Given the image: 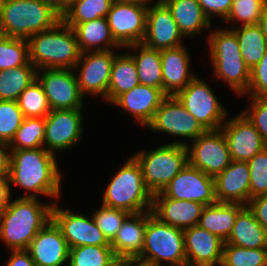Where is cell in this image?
Listing matches in <instances>:
<instances>
[{
	"label": "cell",
	"instance_id": "13",
	"mask_svg": "<svg viewBox=\"0 0 267 266\" xmlns=\"http://www.w3.org/2000/svg\"><path fill=\"white\" fill-rule=\"evenodd\" d=\"M149 3L113 2L106 16L115 41L124 49L142 43L146 33Z\"/></svg>",
	"mask_w": 267,
	"mask_h": 266
},
{
	"label": "cell",
	"instance_id": "43",
	"mask_svg": "<svg viewBox=\"0 0 267 266\" xmlns=\"http://www.w3.org/2000/svg\"><path fill=\"white\" fill-rule=\"evenodd\" d=\"M90 215H92L98 228L111 243L130 213L123 209L111 208L101 204V207Z\"/></svg>",
	"mask_w": 267,
	"mask_h": 266
},
{
	"label": "cell",
	"instance_id": "19",
	"mask_svg": "<svg viewBox=\"0 0 267 266\" xmlns=\"http://www.w3.org/2000/svg\"><path fill=\"white\" fill-rule=\"evenodd\" d=\"M183 38L170 9L162 0L148 6L146 33L142 41L145 46L157 50L176 48L184 45Z\"/></svg>",
	"mask_w": 267,
	"mask_h": 266
},
{
	"label": "cell",
	"instance_id": "52",
	"mask_svg": "<svg viewBox=\"0 0 267 266\" xmlns=\"http://www.w3.org/2000/svg\"><path fill=\"white\" fill-rule=\"evenodd\" d=\"M258 25L261 28V31H262V33H263V35L267 41V5L265 7L263 15L261 16L260 21L258 22Z\"/></svg>",
	"mask_w": 267,
	"mask_h": 266
},
{
	"label": "cell",
	"instance_id": "42",
	"mask_svg": "<svg viewBox=\"0 0 267 266\" xmlns=\"http://www.w3.org/2000/svg\"><path fill=\"white\" fill-rule=\"evenodd\" d=\"M24 118L17 101L0 100V142L10 144Z\"/></svg>",
	"mask_w": 267,
	"mask_h": 266
},
{
	"label": "cell",
	"instance_id": "55",
	"mask_svg": "<svg viewBox=\"0 0 267 266\" xmlns=\"http://www.w3.org/2000/svg\"><path fill=\"white\" fill-rule=\"evenodd\" d=\"M58 8L62 11L73 0H55Z\"/></svg>",
	"mask_w": 267,
	"mask_h": 266
},
{
	"label": "cell",
	"instance_id": "39",
	"mask_svg": "<svg viewBox=\"0 0 267 266\" xmlns=\"http://www.w3.org/2000/svg\"><path fill=\"white\" fill-rule=\"evenodd\" d=\"M26 118H45L51 111L41 84L36 79L16 100Z\"/></svg>",
	"mask_w": 267,
	"mask_h": 266
},
{
	"label": "cell",
	"instance_id": "5",
	"mask_svg": "<svg viewBox=\"0 0 267 266\" xmlns=\"http://www.w3.org/2000/svg\"><path fill=\"white\" fill-rule=\"evenodd\" d=\"M208 35L209 58L214 78L222 79L239 97L247 93L250 69L246 66L236 34L229 28H217Z\"/></svg>",
	"mask_w": 267,
	"mask_h": 266
},
{
	"label": "cell",
	"instance_id": "38",
	"mask_svg": "<svg viewBox=\"0 0 267 266\" xmlns=\"http://www.w3.org/2000/svg\"><path fill=\"white\" fill-rule=\"evenodd\" d=\"M29 62V45L26 39L0 34V70H11Z\"/></svg>",
	"mask_w": 267,
	"mask_h": 266
},
{
	"label": "cell",
	"instance_id": "37",
	"mask_svg": "<svg viewBox=\"0 0 267 266\" xmlns=\"http://www.w3.org/2000/svg\"><path fill=\"white\" fill-rule=\"evenodd\" d=\"M45 118H24L9 144L11 150L35 149L44 147Z\"/></svg>",
	"mask_w": 267,
	"mask_h": 266
},
{
	"label": "cell",
	"instance_id": "56",
	"mask_svg": "<svg viewBox=\"0 0 267 266\" xmlns=\"http://www.w3.org/2000/svg\"><path fill=\"white\" fill-rule=\"evenodd\" d=\"M4 2H5V0H0V11H1V8H2Z\"/></svg>",
	"mask_w": 267,
	"mask_h": 266
},
{
	"label": "cell",
	"instance_id": "32",
	"mask_svg": "<svg viewBox=\"0 0 267 266\" xmlns=\"http://www.w3.org/2000/svg\"><path fill=\"white\" fill-rule=\"evenodd\" d=\"M139 84L138 71L133 57L128 52L117 53L111 66L108 103H112L119 95Z\"/></svg>",
	"mask_w": 267,
	"mask_h": 266
},
{
	"label": "cell",
	"instance_id": "45",
	"mask_svg": "<svg viewBox=\"0 0 267 266\" xmlns=\"http://www.w3.org/2000/svg\"><path fill=\"white\" fill-rule=\"evenodd\" d=\"M249 98H251L250 107L244 108L241 112L254 125L267 144V98Z\"/></svg>",
	"mask_w": 267,
	"mask_h": 266
},
{
	"label": "cell",
	"instance_id": "29",
	"mask_svg": "<svg viewBox=\"0 0 267 266\" xmlns=\"http://www.w3.org/2000/svg\"><path fill=\"white\" fill-rule=\"evenodd\" d=\"M245 207L239 203L216 202L204 207L198 226L226 242L238 213Z\"/></svg>",
	"mask_w": 267,
	"mask_h": 266
},
{
	"label": "cell",
	"instance_id": "40",
	"mask_svg": "<svg viewBox=\"0 0 267 266\" xmlns=\"http://www.w3.org/2000/svg\"><path fill=\"white\" fill-rule=\"evenodd\" d=\"M224 266H267V249H248L224 243Z\"/></svg>",
	"mask_w": 267,
	"mask_h": 266
},
{
	"label": "cell",
	"instance_id": "54",
	"mask_svg": "<svg viewBox=\"0 0 267 266\" xmlns=\"http://www.w3.org/2000/svg\"><path fill=\"white\" fill-rule=\"evenodd\" d=\"M117 3H150L153 0H112Z\"/></svg>",
	"mask_w": 267,
	"mask_h": 266
},
{
	"label": "cell",
	"instance_id": "22",
	"mask_svg": "<svg viewBox=\"0 0 267 266\" xmlns=\"http://www.w3.org/2000/svg\"><path fill=\"white\" fill-rule=\"evenodd\" d=\"M167 97L163 90L143 84L119 95L111 105L122 107L142 127H147L153 120L156 110Z\"/></svg>",
	"mask_w": 267,
	"mask_h": 266
},
{
	"label": "cell",
	"instance_id": "10",
	"mask_svg": "<svg viewBox=\"0 0 267 266\" xmlns=\"http://www.w3.org/2000/svg\"><path fill=\"white\" fill-rule=\"evenodd\" d=\"M187 144L189 164L215 178L231 163V156L221 129L207 130Z\"/></svg>",
	"mask_w": 267,
	"mask_h": 266
},
{
	"label": "cell",
	"instance_id": "3",
	"mask_svg": "<svg viewBox=\"0 0 267 266\" xmlns=\"http://www.w3.org/2000/svg\"><path fill=\"white\" fill-rule=\"evenodd\" d=\"M61 20L55 0H5L0 11V34L28 40Z\"/></svg>",
	"mask_w": 267,
	"mask_h": 266
},
{
	"label": "cell",
	"instance_id": "34",
	"mask_svg": "<svg viewBox=\"0 0 267 266\" xmlns=\"http://www.w3.org/2000/svg\"><path fill=\"white\" fill-rule=\"evenodd\" d=\"M37 69L29 62L11 70H0V100L16 101L36 80Z\"/></svg>",
	"mask_w": 267,
	"mask_h": 266
},
{
	"label": "cell",
	"instance_id": "49",
	"mask_svg": "<svg viewBox=\"0 0 267 266\" xmlns=\"http://www.w3.org/2000/svg\"><path fill=\"white\" fill-rule=\"evenodd\" d=\"M6 266H36L27 250H11Z\"/></svg>",
	"mask_w": 267,
	"mask_h": 266
},
{
	"label": "cell",
	"instance_id": "11",
	"mask_svg": "<svg viewBox=\"0 0 267 266\" xmlns=\"http://www.w3.org/2000/svg\"><path fill=\"white\" fill-rule=\"evenodd\" d=\"M36 79L44 90L51 110L83 109L85 97L80 92L73 69H38Z\"/></svg>",
	"mask_w": 267,
	"mask_h": 266
},
{
	"label": "cell",
	"instance_id": "6",
	"mask_svg": "<svg viewBox=\"0 0 267 266\" xmlns=\"http://www.w3.org/2000/svg\"><path fill=\"white\" fill-rule=\"evenodd\" d=\"M136 262L141 266H186L183 229L165 224L152 210L147 211L143 250Z\"/></svg>",
	"mask_w": 267,
	"mask_h": 266
},
{
	"label": "cell",
	"instance_id": "16",
	"mask_svg": "<svg viewBox=\"0 0 267 266\" xmlns=\"http://www.w3.org/2000/svg\"><path fill=\"white\" fill-rule=\"evenodd\" d=\"M82 113V109L51 110L45 117L44 148L55 155L77 145L83 137Z\"/></svg>",
	"mask_w": 267,
	"mask_h": 266
},
{
	"label": "cell",
	"instance_id": "9",
	"mask_svg": "<svg viewBox=\"0 0 267 266\" xmlns=\"http://www.w3.org/2000/svg\"><path fill=\"white\" fill-rule=\"evenodd\" d=\"M175 97L206 130H219L227 120V108L217 99L210 85L198 76Z\"/></svg>",
	"mask_w": 267,
	"mask_h": 266
},
{
	"label": "cell",
	"instance_id": "14",
	"mask_svg": "<svg viewBox=\"0 0 267 266\" xmlns=\"http://www.w3.org/2000/svg\"><path fill=\"white\" fill-rule=\"evenodd\" d=\"M152 132L194 141L207 130L183 107L175 96H167L147 126Z\"/></svg>",
	"mask_w": 267,
	"mask_h": 266
},
{
	"label": "cell",
	"instance_id": "21",
	"mask_svg": "<svg viewBox=\"0 0 267 266\" xmlns=\"http://www.w3.org/2000/svg\"><path fill=\"white\" fill-rule=\"evenodd\" d=\"M186 266H216L222 263L223 245L218 236L198 225L183 230Z\"/></svg>",
	"mask_w": 267,
	"mask_h": 266
},
{
	"label": "cell",
	"instance_id": "46",
	"mask_svg": "<svg viewBox=\"0 0 267 266\" xmlns=\"http://www.w3.org/2000/svg\"><path fill=\"white\" fill-rule=\"evenodd\" d=\"M249 97L267 98V49L260 62L250 71Z\"/></svg>",
	"mask_w": 267,
	"mask_h": 266
},
{
	"label": "cell",
	"instance_id": "17",
	"mask_svg": "<svg viewBox=\"0 0 267 266\" xmlns=\"http://www.w3.org/2000/svg\"><path fill=\"white\" fill-rule=\"evenodd\" d=\"M161 193L167 198L195 201L205 206L217 202L214 178L189 163Z\"/></svg>",
	"mask_w": 267,
	"mask_h": 266
},
{
	"label": "cell",
	"instance_id": "8",
	"mask_svg": "<svg viewBox=\"0 0 267 266\" xmlns=\"http://www.w3.org/2000/svg\"><path fill=\"white\" fill-rule=\"evenodd\" d=\"M186 141L175 138L174 142L132 155L140 164L145 185L152 195L162 192L189 163Z\"/></svg>",
	"mask_w": 267,
	"mask_h": 266
},
{
	"label": "cell",
	"instance_id": "4",
	"mask_svg": "<svg viewBox=\"0 0 267 266\" xmlns=\"http://www.w3.org/2000/svg\"><path fill=\"white\" fill-rule=\"evenodd\" d=\"M29 61L38 69H73L80 50L74 30L62 20L54 27L32 35L28 40Z\"/></svg>",
	"mask_w": 267,
	"mask_h": 266
},
{
	"label": "cell",
	"instance_id": "51",
	"mask_svg": "<svg viewBox=\"0 0 267 266\" xmlns=\"http://www.w3.org/2000/svg\"><path fill=\"white\" fill-rule=\"evenodd\" d=\"M11 149L9 144L0 142V173H9Z\"/></svg>",
	"mask_w": 267,
	"mask_h": 266
},
{
	"label": "cell",
	"instance_id": "53",
	"mask_svg": "<svg viewBox=\"0 0 267 266\" xmlns=\"http://www.w3.org/2000/svg\"><path fill=\"white\" fill-rule=\"evenodd\" d=\"M139 264L135 260L130 259H117L110 266H138Z\"/></svg>",
	"mask_w": 267,
	"mask_h": 266
},
{
	"label": "cell",
	"instance_id": "20",
	"mask_svg": "<svg viewBox=\"0 0 267 266\" xmlns=\"http://www.w3.org/2000/svg\"><path fill=\"white\" fill-rule=\"evenodd\" d=\"M26 250L36 266L68 265L70 248L53 220L36 234Z\"/></svg>",
	"mask_w": 267,
	"mask_h": 266
},
{
	"label": "cell",
	"instance_id": "23",
	"mask_svg": "<svg viewBox=\"0 0 267 266\" xmlns=\"http://www.w3.org/2000/svg\"><path fill=\"white\" fill-rule=\"evenodd\" d=\"M217 202L239 203L250 201V171L247 162L231 161L230 165L214 178Z\"/></svg>",
	"mask_w": 267,
	"mask_h": 266
},
{
	"label": "cell",
	"instance_id": "25",
	"mask_svg": "<svg viewBox=\"0 0 267 266\" xmlns=\"http://www.w3.org/2000/svg\"><path fill=\"white\" fill-rule=\"evenodd\" d=\"M204 207L195 201L167 198L161 192L153 195V215L161 222L183 230L198 225Z\"/></svg>",
	"mask_w": 267,
	"mask_h": 266
},
{
	"label": "cell",
	"instance_id": "2",
	"mask_svg": "<svg viewBox=\"0 0 267 266\" xmlns=\"http://www.w3.org/2000/svg\"><path fill=\"white\" fill-rule=\"evenodd\" d=\"M39 198L17 197L0 213V240L11 250H26L52 220L53 204Z\"/></svg>",
	"mask_w": 267,
	"mask_h": 266
},
{
	"label": "cell",
	"instance_id": "30",
	"mask_svg": "<svg viewBox=\"0 0 267 266\" xmlns=\"http://www.w3.org/2000/svg\"><path fill=\"white\" fill-rule=\"evenodd\" d=\"M224 243L248 249H267V231L245 206L238 213L229 238Z\"/></svg>",
	"mask_w": 267,
	"mask_h": 266
},
{
	"label": "cell",
	"instance_id": "31",
	"mask_svg": "<svg viewBox=\"0 0 267 266\" xmlns=\"http://www.w3.org/2000/svg\"><path fill=\"white\" fill-rule=\"evenodd\" d=\"M125 49L134 51L129 54L136 64L140 84L163 90L160 50L147 47L143 43L132 44Z\"/></svg>",
	"mask_w": 267,
	"mask_h": 266
},
{
	"label": "cell",
	"instance_id": "24",
	"mask_svg": "<svg viewBox=\"0 0 267 266\" xmlns=\"http://www.w3.org/2000/svg\"><path fill=\"white\" fill-rule=\"evenodd\" d=\"M186 46L160 50L163 92L167 96H175L197 76L191 72V57Z\"/></svg>",
	"mask_w": 267,
	"mask_h": 266
},
{
	"label": "cell",
	"instance_id": "50",
	"mask_svg": "<svg viewBox=\"0 0 267 266\" xmlns=\"http://www.w3.org/2000/svg\"><path fill=\"white\" fill-rule=\"evenodd\" d=\"M11 196L9 173H0V213L10 203Z\"/></svg>",
	"mask_w": 267,
	"mask_h": 266
},
{
	"label": "cell",
	"instance_id": "7",
	"mask_svg": "<svg viewBox=\"0 0 267 266\" xmlns=\"http://www.w3.org/2000/svg\"><path fill=\"white\" fill-rule=\"evenodd\" d=\"M102 205L130 214L152 210L153 195L147 189L140 164L133 156L123 164L105 187Z\"/></svg>",
	"mask_w": 267,
	"mask_h": 266
},
{
	"label": "cell",
	"instance_id": "33",
	"mask_svg": "<svg viewBox=\"0 0 267 266\" xmlns=\"http://www.w3.org/2000/svg\"><path fill=\"white\" fill-rule=\"evenodd\" d=\"M231 30L237 36L242 58L251 71L260 62L267 49L266 38L258 24L238 25Z\"/></svg>",
	"mask_w": 267,
	"mask_h": 266
},
{
	"label": "cell",
	"instance_id": "15",
	"mask_svg": "<svg viewBox=\"0 0 267 266\" xmlns=\"http://www.w3.org/2000/svg\"><path fill=\"white\" fill-rule=\"evenodd\" d=\"M55 201L52 207V220L61 229L69 248L77 246H110V242L96 225L92 215L60 208ZM79 213V214H78ZM87 215V216H86Z\"/></svg>",
	"mask_w": 267,
	"mask_h": 266
},
{
	"label": "cell",
	"instance_id": "36",
	"mask_svg": "<svg viewBox=\"0 0 267 266\" xmlns=\"http://www.w3.org/2000/svg\"><path fill=\"white\" fill-rule=\"evenodd\" d=\"M116 260L111 246H77L70 248L67 266H110Z\"/></svg>",
	"mask_w": 267,
	"mask_h": 266
},
{
	"label": "cell",
	"instance_id": "47",
	"mask_svg": "<svg viewBox=\"0 0 267 266\" xmlns=\"http://www.w3.org/2000/svg\"><path fill=\"white\" fill-rule=\"evenodd\" d=\"M205 16L212 23V19L218 16L224 20L232 6L233 0H198Z\"/></svg>",
	"mask_w": 267,
	"mask_h": 266
},
{
	"label": "cell",
	"instance_id": "35",
	"mask_svg": "<svg viewBox=\"0 0 267 266\" xmlns=\"http://www.w3.org/2000/svg\"><path fill=\"white\" fill-rule=\"evenodd\" d=\"M112 0H73L62 11L65 24H81L98 18H106Z\"/></svg>",
	"mask_w": 267,
	"mask_h": 266
},
{
	"label": "cell",
	"instance_id": "28",
	"mask_svg": "<svg viewBox=\"0 0 267 266\" xmlns=\"http://www.w3.org/2000/svg\"><path fill=\"white\" fill-rule=\"evenodd\" d=\"M66 25L74 30L81 53L122 48L113 38L106 18H98L81 24Z\"/></svg>",
	"mask_w": 267,
	"mask_h": 266
},
{
	"label": "cell",
	"instance_id": "1",
	"mask_svg": "<svg viewBox=\"0 0 267 266\" xmlns=\"http://www.w3.org/2000/svg\"><path fill=\"white\" fill-rule=\"evenodd\" d=\"M44 147L35 149L11 150L9 181L10 186H18L27 191L21 197L52 200L60 198L62 171L57 158ZM60 170V171H59ZM14 184V185H13Z\"/></svg>",
	"mask_w": 267,
	"mask_h": 266
},
{
	"label": "cell",
	"instance_id": "44",
	"mask_svg": "<svg viewBox=\"0 0 267 266\" xmlns=\"http://www.w3.org/2000/svg\"><path fill=\"white\" fill-rule=\"evenodd\" d=\"M250 171V199L267 194V147L247 161Z\"/></svg>",
	"mask_w": 267,
	"mask_h": 266
},
{
	"label": "cell",
	"instance_id": "41",
	"mask_svg": "<svg viewBox=\"0 0 267 266\" xmlns=\"http://www.w3.org/2000/svg\"><path fill=\"white\" fill-rule=\"evenodd\" d=\"M267 0H233L226 23L241 22V25L258 24L263 15Z\"/></svg>",
	"mask_w": 267,
	"mask_h": 266
},
{
	"label": "cell",
	"instance_id": "26",
	"mask_svg": "<svg viewBox=\"0 0 267 266\" xmlns=\"http://www.w3.org/2000/svg\"><path fill=\"white\" fill-rule=\"evenodd\" d=\"M147 211L130 214L110 243L117 259L137 260L143 250Z\"/></svg>",
	"mask_w": 267,
	"mask_h": 266
},
{
	"label": "cell",
	"instance_id": "18",
	"mask_svg": "<svg viewBox=\"0 0 267 266\" xmlns=\"http://www.w3.org/2000/svg\"><path fill=\"white\" fill-rule=\"evenodd\" d=\"M220 129L233 161L247 162L267 147L260 133L242 112L228 118Z\"/></svg>",
	"mask_w": 267,
	"mask_h": 266
},
{
	"label": "cell",
	"instance_id": "27",
	"mask_svg": "<svg viewBox=\"0 0 267 266\" xmlns=\"http://www.w3.org/2000/svg\"><path fill=\"white\" fill-rule=\"evenodd\" d=\"M170 9L173 19L181 34L194 38L201 35L203 30L212 27V23L205 16L198 0H162Z\"/></svg>",
	"mask_w": 267,
	"mask_h": 266
},
{
	"label": "cell",
	"instance_id": "48",
	"mask_svg": "<svg viewBox=\"0 0 267 266\" xmlns=\"http://www.w3.org/2000/svg\"><path fill=\"white\" fill-rule=\"evenodd\" d=\"M247 206L254 213L257 221L267 231V194L251 198Z\"/></svg>",
	"mask_w": 267,
	"mask_h": 266
},
{
	"label": "cell",
	"instance_id": "12",
	"mask_svg": "<svg viewBox=\"0 0 267 266\" xmlns=\"http://www.w3.org/2000/svg\"><path fill=\"white\" fill-rule=\"evenodd\" d=\"M117 53L114 50L82 52L73 68L81 94L101 96L108 102V85L112 62ZM81 66V67H80ZM79 72L76 74L77 71Z\"/></svg>",
	"mask_w": 267,
	"mask_h": 266
}]
</instances>
